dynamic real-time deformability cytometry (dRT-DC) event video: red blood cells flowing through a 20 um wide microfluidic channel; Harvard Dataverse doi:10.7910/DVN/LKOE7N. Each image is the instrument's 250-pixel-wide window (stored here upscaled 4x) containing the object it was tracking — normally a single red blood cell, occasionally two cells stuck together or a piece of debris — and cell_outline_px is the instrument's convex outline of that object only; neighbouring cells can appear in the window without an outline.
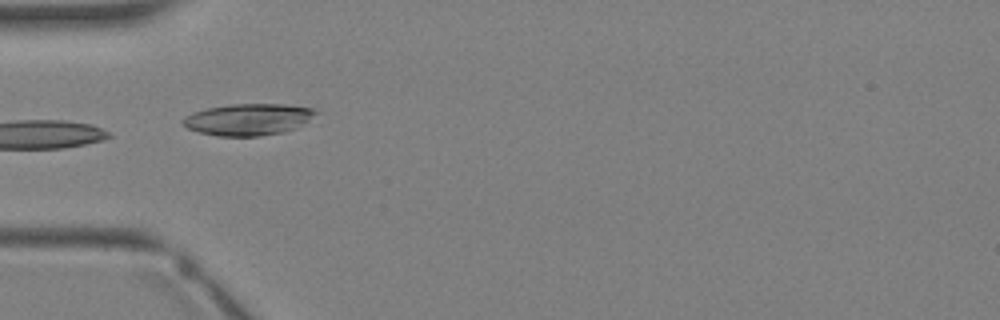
{"species": "Egyptian fruit bat (a non-hibernating species)", "species_latin": "Rousettus aegyptiacus", "temperature_condition": "warm", "stored_images_in_passage": 3, "camera_frame_rate_fps": 3000, "um_per_image_px": 0.085, "animal": {"sex": "female"}, "frame": {"image": 1, "passage_image": 3, "time_ms": 2.333, "image_size_px": [1000, 320], "cell_outline_px": [[320, 112], [296, 128], [284, 132], [260, 136], [216, 136], [200, 132], [188, 128], [180, 124], [180, 120], [184, 116], [208, 108], [232, 104], [284, 104], [312, 108]], "centroid_in_image_um": [21.09, 10.15], "position_along_channel_um": 63.9, "area_um2": 24.51}}